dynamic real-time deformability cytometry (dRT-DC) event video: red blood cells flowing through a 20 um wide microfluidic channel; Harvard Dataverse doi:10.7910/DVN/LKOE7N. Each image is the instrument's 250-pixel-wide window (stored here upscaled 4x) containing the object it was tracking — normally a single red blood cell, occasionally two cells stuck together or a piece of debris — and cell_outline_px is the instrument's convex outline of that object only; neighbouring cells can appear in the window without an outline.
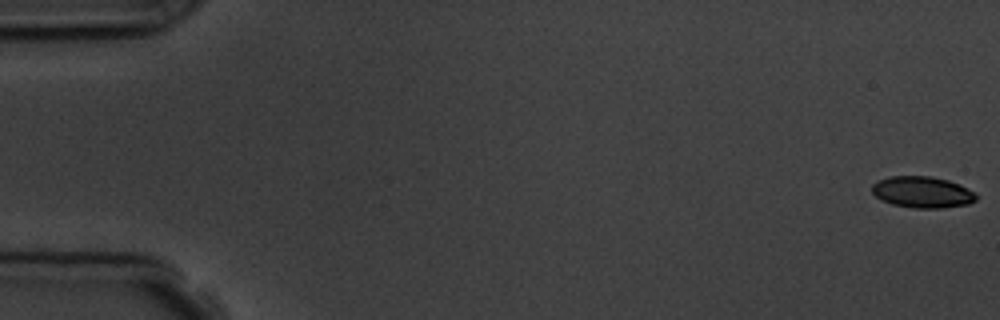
{"species": "common noctule bat (a hibernating species)", "species_latin": "Nyctalus noctula", "temperature_condition": "room temperature", "stored_images_in_passage": 4, "camera_frame_rate_fps": 3000, "um_per_image_px": 0.085, "animal": {"sex": "male", "body_mass_g": 19.5, "forearm_length_mm": 54.6}, "frame": {"image": 1, "passage_image": 1, "time_ms": 0.0, "image_size_px": [1000, 320], "cell_outline_px": [[976, 200], [968, 204], [944, 208], [916, 208], [892, 204], [876, 196], [872, 192], [872, 184], [876, 180], [892, 176], [932, 176], [948, 180], [960, 184], [976, 192]], "centroid_in_image_um": [78.42, 16.32], "position_along_channel_um": 6.6, "area_um2": 19.13}}
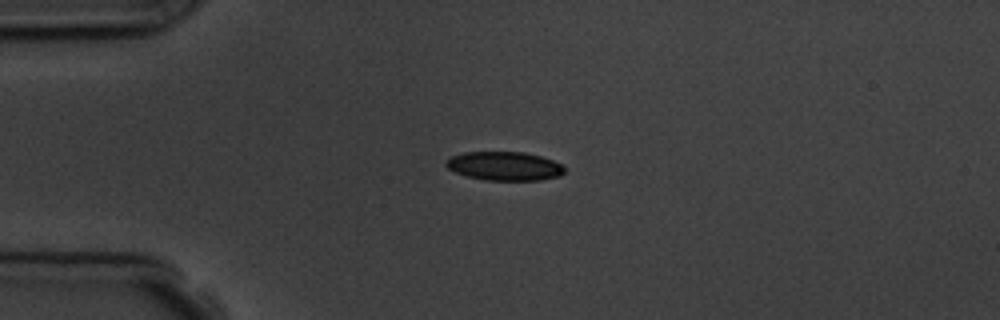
{"frame": {"image": 2, "passage_image": 4, "time_ms": 4.333, "image_size_px": [1000, 320], "cell_outline_px": [[564, 172], [560, 176], [540, 180], [484, 180], [468, 176], [456, 172], [448, 168], [444, 164], [444, 160], [452, 156], [464, 152], [524, 152], [540, 156], [552, 160], [560, 164], [564, 168]], "centroid_in_image_um": [42.86, 14.11], "position_along_channel_um": 42.1, "area_um2": 19.83}}